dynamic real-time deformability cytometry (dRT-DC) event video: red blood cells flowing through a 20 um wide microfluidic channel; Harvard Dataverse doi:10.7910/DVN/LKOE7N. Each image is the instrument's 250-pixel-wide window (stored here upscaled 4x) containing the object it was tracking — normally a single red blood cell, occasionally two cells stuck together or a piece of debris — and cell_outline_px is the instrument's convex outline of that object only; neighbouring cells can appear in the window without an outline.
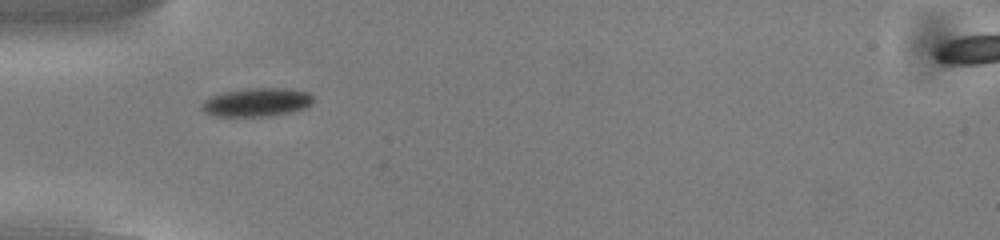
{"species": "common noctule bat (a hibernating species)", "species_latin": "Nyctalus noctula", "temperature_condition": "cold", "stored_images_in_passage": 52, "camera_frame_rate_fps": 3000, "um_per_image_px": 0.085, "animal": {"sex": "male", "body_mass_g": 13.0, "forearm_length_mm": 53.1}, "frame": {"image": 1, "passage_image": 15, "time_ms": 4.667, "image_size_px": [1000, 240], "cell_outline_px": [[312, 104], [308, 108], [268, 116], [216, 116], [204, 112], [204, 100], [212, 96], [224, 92], [252, 88], [292, 88], [308, 92], [312, 96]], "centroid_in_image_um": [21.89, 8.68], "position_along_channel_um": 63.1, "area_um2": 18.32}}
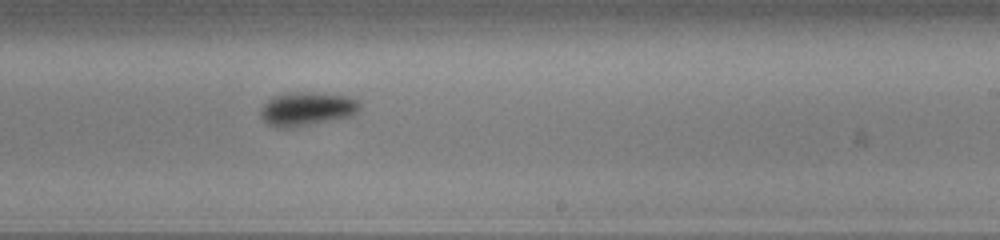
{"frame": {"image": 2, "passage_image": 31, "time_ms": 10.0, "image_size_px": [1000, 240], "cell_outline_px": [[360, 108], [352, 116], [292, 128], [276, 128], [268, 124], [260, 116], [260, 108], [272, 96], [288, 92], [316, 92], [352, 96], [360, 104]], "centroid_in_image_um": [26.07, 9.25], "position_along_channel_um": 262.9, "area_um2": 19.83}}
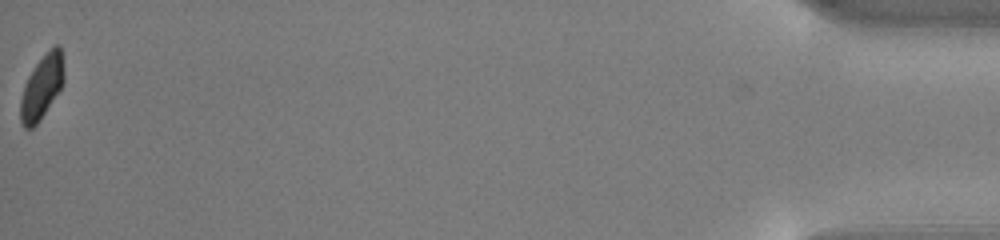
{"frame": {"image": 3, "passage_image": 52, "time_ms": 17.0, "image_size_px": [1000, 240], "cell_outline_px": [[64, 80], [60, 88], [40, 120], [32, 128], [24, 128], [20, 120], [20, 100], [24, 84], [28, 76], [36, 64], [56, 44], [60, 44], [64, 72]], "centroid_in_image_um": [3.53, 7.42], "position_along_channel_um": 431.7, "area_um2": 15.84}, "authors_computed_cell_mechanics": {"area_um2": 17.5134, "velocity_mm_per_s": 3.8032, "shape_relaxation_time_tau1_ms": 1.6091, "shape_relaxation_time_tau2_ms": null, "deformation_change_tau1": 0.1115, "deformation_change_tau2": null}}